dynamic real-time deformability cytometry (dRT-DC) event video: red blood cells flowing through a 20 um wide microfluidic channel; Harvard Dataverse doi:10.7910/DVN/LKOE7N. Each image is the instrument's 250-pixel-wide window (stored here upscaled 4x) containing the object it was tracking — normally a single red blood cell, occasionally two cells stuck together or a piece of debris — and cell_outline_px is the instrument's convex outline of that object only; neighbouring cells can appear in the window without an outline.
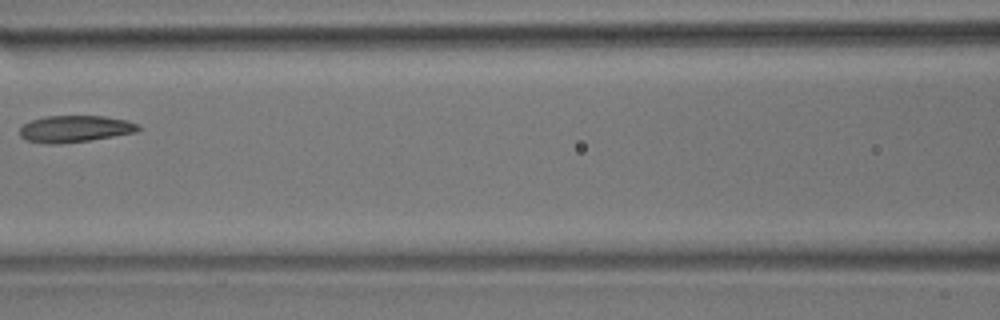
{"species": "common noctule bat (a hibernating species)", "species_latin": "Nyctalus noctula", "temperature_condition": "room temperature", "stored_images_in_passage": 7, "camera_frame_rate_fps": 3000, "um_per_image_px": 0.085, "animal": {"sex": "male", "body_mass_g": 17.9}, "frame": {"image": 1, "passage_image": 6, "time_ms": 6.0, "image_size_px": [1000, 320], "cell_outline_px": [[140, 128], [136, 132], [88, 140], [60, 144], [44, 144], [24, 140], [20, 136], [20, 128], [24, 124], [32, 120], [44, 116], [104, 116], [124, 120], [140, 124]], "centroid_in_image_um": [6.32, 10.96], "position_along_channel_um": 160.3, "area_um2": 18.44}}